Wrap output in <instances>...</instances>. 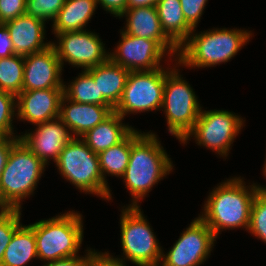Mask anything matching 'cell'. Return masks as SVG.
<instances>
[{"instance_id":"4","label":"cell","mask_w":266,"mask_h":266,"mask_svg":"<svg viewBox=\"0 0 266 266\" xmlns=\"http://www.w3.org/2000/svg\"><path fill=\"white\" fill-rule=\"evenodd\" d=\"M82 218L72 210L28 224L35 233L38 259L46 263L78 256L84 238Z\"/></svg>"},{"instance_id":"29","label":"cell","mask_w":266,"mask_h":266,"mask_svg":"<svg viewBox=\"0 0 266 266\" xmlns=\"http://www.w3.org/2000/svg\"><path fill=\"white\" fill-rule=\"evenodd\" d=\"M248 232L266 243V196L258 193L252 203Z\"/></svg>"},{"instance_id":"37","label":"cell","mask_w":266,"mask_h":266,"mask_svg":"<svg viewBox=\"0 0 266 266\" xmlns=\"http://www.w3.org/2000/svg\"><path fill=\"white\" fill-rule=\"evenodd\" d=\"M41 266H88V248L83 256H74L71 258L47 262Z\"/></svg>"},{"instance_id":"32","label":"cell","mask_w":266,"mask_h":266,"mask_svg":"<svg viewBox=\"0 0 266 266\" xmlns=\"http://www.w3.org/2000/svg\"><path fill=\"white\" fill-rule=\"evenodd\" d=\"M208 0H180L186 22L195 29L200 22L201 16Z\"/></svg>"},{"instance_id":"30","label":"cell","mask_w":266,"mask_h":266,"mask_svg":"<svg viewBox=\"0 0 266 266\" xmlns=\"http://www.w3.org/2000/svg\"><path fill=\"white\" fill-rule=\"evenodd\" d=\"M64 2L65 0H26V14L53 22Z\"/></svg>"},{"instance_id":"12","label":"cell","mask_w":266,"mask_h":266,"mask_svg":"<svg viewBox=\"0 0 266 266\" xmlns=\"http://www.w3.org/2000/svg\"><path fill=\"white\" fill-rule=\"evenodd\" d=\"M54 35L58 41L57 43L53 41L51 45L56 51L62 68H64V62H68L71 66L85 71L109 59L105 44L95 32L82 30Z\"/></svg>"},{"instance_id":"18","label":"cell","mask_w":266,"mask_h":266,"mask_svg":"<svg viewBox=\"0 0 266 266\" xmlns=\"http://www.w3.org/2000/svg\"><path fill=\"white\" fill-rule=\"evenodd\" d=\"M45 23V21L27 14L5 22L14 54L26 56L51 46V41L44 42L46 37Z\"/></svg>"},{"instance_id":"9","label":"cell","mask_w":266,"mask_h":266,"mask_svg":"<svg viewBox=\"0 0 266 266\" xmlns=\"http://www.w3.org/2000/svg\"><path fill=\"white\" fill-rule=\"evenodd\" d=\"M245 118L228 110H201L193 129L181 141L187 145L191 137L200 147H205L227 157L235 137L244 127Z\"/></svg>"},{"instance_id":"35","label":"cell","mask_w":266,"mask_h":266,"mask_svg":"<svg viewBox=\"0 0 266 266\" xmlns=\"http://www.w3.org/2000/svg\"><path fill=\"white\" fill-rule=\"evenodd\" d=\"M107 13L113 14L114 17H120L127 9V0H96Z\"/></svg>"},{"instance_id":"31","label":"cell","mask_w":266,"mask_h":266,"mask_svg":"<svg viewBox=\"0 0 266 266\" xmlns=\"http://www.w3.org/2000/svg\"><path fill=\"white\" fill-rule=\"evenodd\" d=\"M21 210L14 209L9 213L0 215V263L6 247L9 245L15 231L22 225Z\"/></svg>"},{"instance_id":"27","label":"cell","mask_w":266,"mask_h":266,"mask_svg":"<svg viewBox=\"0 0 266 266\" xmlns=\"http://www.w3.org/2000/svg\"><path fill=\"white\" fill-rule=\"evenodd\" d=\"M24 56L13 54L0 58V90L17 96L22 92Z\"/></svg>"},{"instance_id":"6","label":"cell","mask_w":266,"mask_h":266,"mask_svg":"<svg viewBox=\"0 0 266 266\" xmlns=\"http://www.w3.org/2000/svg\"><path fill=\"white\" fill-rule=\"evenodd\" d=\"M174 67H165V85L162 108L165 113L168 132L181 142L193 129L202 110L198 97L190 84L180 75L181 66L174 59ZM176 65V66H175Z\"/></svg>"},{"instance_id":"41","label":"cell","mask_w":266,"mask_h":266,"mask_svg":"<svg viewBox=\"0 0 266 266\" xmlns=\"http://www.w3.org/2000/svg\"><path fill=\"white\" fill-rule=\"evenodd\" d=\"M263 175L266 177V159H265V162H264V165H263ZM255 185V189H256V192L258 194H261L263 196H266V187L264 185H258L257 183H254Z\"/></svg>"},{"instance_id":"39","label":"cell","mask_w":266,"mask_h":266,"mask_svg":"<svg viewBox=\"0 0 266 266\" xmlns=\"http://www.w3.org/2000/svg\"><path fill=\"white\" fill-rule=\"evenodd\" d=\"M158 0H127V9L134 7L156 6Z\"/></svg>"},{"instance_id":"1","label":"cell","mask_w":266,"mask_h":266,"mask_svg":"<svg viewBox=\"0 0 266 266\" xmlns=\"http://www.w3.org/2000/svg\"><path fill=\"white\" fill-rule=\"evenodd\" d=\"M173 162L157 135L134 129L131 132V152L127 168L121 177L129 190L132 203L140 206L155 184L173 171Z\"/></svg>"},{"instance_id":"28","label":"cell","mask_w":266,"mask_h":266,"mask_svg":"<svg viewBox=\"0 0 266 266\" xmlns=\"http://www.w3.org/2000/svg\"><path fill=\"white\" fill-rule=\"evenodd\" d=\"M17 117L16 96L0 90V131L6 137H19L14 133L13 120Z\"/></svg>"},{"instance_id":"13","label":"cell","mask_w":266,"mask_h":266,"mask_svg":"<svg viewBox=\"0 0 266 266\" xmlns=\"http://www.w3.org/2000/svg\"><path fill=\"white\" fill-rule=\"evenodd\" d=\"M121 40L109 59L131 71H148L161 68L163 57H172L154 40L128 35L120 29Z\"/></svg>"},{"instance_id":"3","label":"cell","mask_w":266,"mask_h":266,"mask_svg":"<svg viewBox=\"0 0 266 266\" xmlns=\"http://www.w3.org/2000/svg\"><path fill=\"white\" fill-rule=\"evenodd\" d=\"M249 30L214 28L196 33L194 29L179 47L178 63L192 69L215 67L230 61L250 41Z\"/></svg>"},{"instance_id":"21","label":"cell","mask_w":266,"mask_h":266,"mask_svg":"<svg viewBox=\"0 0 266 266\" xmlns=\"http://www.w3.org/2000/svg\"><path fill=\"white\" fill-rule=\"evenodd\" d=\"M99 88V95L115 108L121 99L129 70L108 59L105 63L85 70Z\"/></svg>"},{"instance_id":"14","label":"cell","mask_w":266,"mask_h":266,"mask_svg":"<svg viewBox=\"0 0 266 266\" xmlns=\"http://www.w3.org/2000/svg\"><path fill=\"white\" fill-rule=\"evenodd\" d=\"M34 131L25 132L19 139L36 157L49 165L56 162L66 144L73 138L68 126L58 117L35 125Z\"/></svg>"},{"instance_id":"36","label":"cell","mask_w":266,"mask_h":266,"mask_svg":"<svg viewBox=\"0 0 266 266\" xmlns=\"http://www.w3.org/2000/svg\"><path fill=\"white\" fill-rule=\"evenodd\" d=\"M14 54L9 31L5 24L0 23V58L9 57Z\"/></svg>"},{"instance_id":"17","label":"cell","mask_w":266,"mask_h":266,"mask_svg":"<svg viewBox=\"0 0 266 266\" xmlns=\"http://www.w3.org/2000/svg\"><path fill=\"white\" fill-rule=\"evenodd\" d=\"M123 17H126L123 32L128 35L154 40L172 58H178L179 47L163 31L156 6L126 9L119 18Z\"/></svg>"},{"instance_id":"15","label":"cell","mask_w":266,"mask_h":266,"mask_svg":"<svg viewBox=\"0 0 266 266\" xmlns=\"http://www.w3.org/2000/svg\"><path fill=\"white\" fill-rule=\"evenodd\" d=\"M62 66L54 47L24 56L22 91L63 88Z\"/></svg>"},{"instance_id":"40","label":"cell","mask_w":266,"mask_h":266,"mask_svg":"<svg viewBox=\"0 0 266 266\" xmlns=\"http://www.w3.org/2000/svg\"><path fill=\"white\" fill-rule=\"evenodd\" d=\"M12 210L14 209L7 203L0 189V215L9 213Z\"/></svg>"},{"instance_id":"5","label":"cell","mask_w":266,"mask_h":266,"mask_svg":"<svg viewBox=\"0 0 266 266\" xmlns=\"http://www.w3.org/2000/svg\"><path fill=\"white\" fill-rule=\"evenodd\" d=\"M55 165L62 178L81 193L95 194L108 202L112 200V190L104 182L100 170L99 156L82 138L73 137L60 153Z\"/></svg>"},{"instance_id":"22","label":"cell","mask_w":266,"mask_h":266,"mask_svg":"<svg viewBox=\"0 0 266 266\" xmlns=\"http://www.w3.org/2000/svg\"><path fill=\"white\" fill-rule=\"evenodd\" d=\"M97 7L96 0H65L63 7L52 22V33L87 30L86 25Z\"/></svg>"},{"instance_id":"25","label":"cell","mask_w":266,"mask_h":266,"mask_svg":"<svg viewBox=\"0 0 266 266\" xmlns=\"http://www.w3.org/2000/svg\"><path fill=\"white\" fill-rule=\"evenodd\" d=\"M131 152V133L120 143L111 146L98 154L100 170L107 182V175L121 178L128 166ZM107 174V175H106Z\"/></svg>"},{"instance_id":"26","label":"cell","mask_w":266,"mask_h":266,"mask_svg":"<svg viewBox=\"0 0 266 266\" xmlns=\"http://www.w3.org/2000/svg\"><path fill=\"white\" fill-rule=\"evenodd\" d=\"M68 84L63 85L64 95L68 99L83 104L111 106L103 95H99L98 86L86 71L82 70L78 77Z\"/></svg>"},{"instance_id":"19","label":"cell","mask_w":266,"mask_h":266,"mask_svg":"<svg viewBox=\"0 0 266 266\" xmlns=\"http://www.w3.org/2000/svg\"><path fill=\"white\" fill-rule=\"evenodd\" d=\"M113 111L112 106L77 103L63 95L59 118L68 126L73 137L81 138Z\"/></svg>"},{"instance_id":"34","label":"cell","mask_w":266,"mask_h":266,"mask_svg":"<svg viewBox=\"0 0 266 266\" xmlns=\"http://www.w3.org/2000/svg\"><path fill=\"white\" fill-rule=\"evenodd\" d=\"M127 263L110 255L107 251L105 253L95 251V249H88V266H126Z\"/></svg>"},{"instance_id":"2","label":"cell","mask_w":266,"mask_h":266,"mask_svg":"<svg viewBox=\"0 0 266 266\" xmlns=\"http://www.w3.org/2000/svg\"><path fill=\"white\" fill-rule=\"evenodd\" d=\"M244 178L231 177L219 183L204 202L199 217L217 238L221 231L242 228L248 231L251 207L256 195L254 182L245 184Z\"/></svg>"},{"instance_id":"7","label":"cell","mask_w":266,"mask_h":266,"mask_svg":"<svg viewBox=\"0 0 266 266\" xmlns=\"http://www.w3.org/2000/svg\"><path fill=\"white\" fill-rule=\"evenodd\" d=\"M46 164L34 155L21 140L12 148L0 174V189L13 209H22L23 199L33 195L44 174Z\"/></svg>"},{"instance_id":"8","label":"cell","mask_w":266,"mask_h":266,"mask_svg":"<svg viewBox=\"0 0 266 266\" xmlns=\"http://www.w3.org/2000/svg\"><path fill=\"white\" fill-rule=\"evenodd\" d=\"M120 216L123 256L118 259L125 263L128 260L137 266H159L163 248L140 206L124 205Z\"/></svg>"},{"instance_id":"20","label":"cell","mask_w":266,"mask_h":266,"mask_svg":"<svg viewBox=\"0 0 266 266\" xmlns=\"http://www.w3.org/2000/svg\"><path fill=\"white\" fill-rule=\"evenodd\" d=\"M123 120L124 118L113 111L81 138L94 153L99 154L122 142L134 130V127L125 124Z\"/></svg>"},{"instance_id":"23","label":"cell","mask_w":266,"mask_h":266,"mask_svg":"<svg viewBox=\"0 0 266 266\" xmlns=\"http://www.w3.org/2000/svg\"><path fill=\"white\" fill-rule=\"evenodd\" d=\"M156 8L163 31L180 47L194 30L186 22L180 0H158Z\"/></svg>"},{"instance_id":"38","label":"cell","mask_w":266,"mask_h":266,"mask_svg":"<svg viewBox=\"0 0 266 266\" xmlns=\"http://www.w3.org/2000/svg\"><path fill=\"white\" fill-rule=\"evenodd\" d=\"M19 137H6L1 143H0V174L2 173L7 159L8 155L11 151V148L19 141Z\"/></svg>"},{"instance_id":"16","label":"cell","mask_w":266,"mask_h":266,"mask_svg":"<svg viewBox=\"0 0 266 266\" xmlns=\"http://www.w3.org/2000/svg\"><path fill=\"white\" fill-rule=\"evenodd\" d=\"M63 95V88L22 91L16 96V118L32 125L58 118Z\"/></svg>"},{"instance_id":"11","label":"cell","mask_w":266,"mask_h":266,"mask_svg":"<svg viewBox=\"0 0 266 266\" xmlns=\"http://www.w3.org/2000/svg\"><path fill=\"white\" fill-rule=\"evenodd\" d=\"M216 239L208 225L197 216L172 248L166 254L163 251L159 266H200L210 257Z\"/></svg>"},{"instance_id":"10","label":"cell","mask_w":266,"mask_h":266,"mask_svg":"<svg viewBox=\"0 0 266 266\" xmlns=\"http://www.w3.org/2000/svg\"><path fill=\"white\" fill-rule=\"evenodd\" d=\"M165 68L131 71L114 111L122 118L130 114L160 111L163 103Z\"/></svg>"},{"instance_id":"24","label":"cell","mask_w":266,"mask_h":266,"mask_svg":"<svg viewBox=\"0 0 266 266\" xmlns=\"http://www.w3.org/2000/svg\"><path fill=\"white\" fill-rule=\"evenodd\" d=\"M38 259L34 230L29 225H21L11 238L0 266H27Z\"/></svg>"},{"instance_id":"33","label":"cell","mask_w":266,"mask_h":266,"mask_svg":"<svg viewBox=\"0 0 266 266\" xmlns=\"http://www.w3.org/2000/svg\"><path fill=\"white\" fill-rule=\"evenodd\" d=\"M26 14V0H0V23Z\"/></svg>"},{"instance_id":"42","label":"cell","mask_w":266,"mask_h":266,"mask_svg":"<svg viewBox=\"0 0 266 266\" xmlns=\"http://www.w3.org/2000/svg\"><path fill=\"white\" fill-rule=\"evenodd\" d=\"M6 138V136L0 131V143Z\"/></svg>"}]
</instances>
